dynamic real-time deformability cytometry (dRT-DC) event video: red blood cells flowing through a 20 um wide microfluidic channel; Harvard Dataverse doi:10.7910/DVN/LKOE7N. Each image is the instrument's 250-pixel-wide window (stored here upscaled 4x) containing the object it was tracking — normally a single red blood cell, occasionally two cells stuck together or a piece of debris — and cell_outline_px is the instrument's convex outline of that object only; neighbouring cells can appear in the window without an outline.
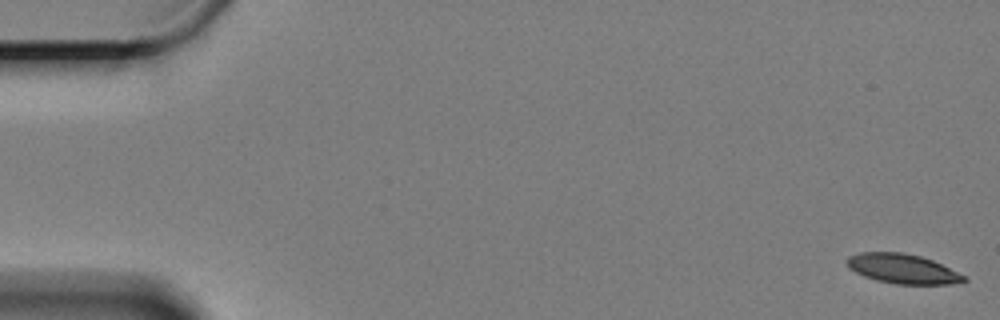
{"species": "Egyptian fruit bat (a non-hibernating species)", "species_latin": "Rousettus aegyptiacus", "temperature_condition": "cold", "stored_images_in_passage": 17, "camera_frame_rate_fps": 3000, "um_per_image_px": 0.085, "animal": {"sex": "female"}, "frame": {"image": 1, "passage_image": 1, "time_ms": 0.0, "image_size_px": [1000, 320], "cell_outline_px": [[968, 280], [948, 284], [896, 284], [876, 280], [864, 276], [848, 268], [844, 260], [848, 256], [860, 252], [904, 252], [920, 256], [932, 260], [964, 276]], "centroid_in_image_um": [76.64, 22.83], "position_along_channel_um": 8.4, "area_um2": 20.06}}
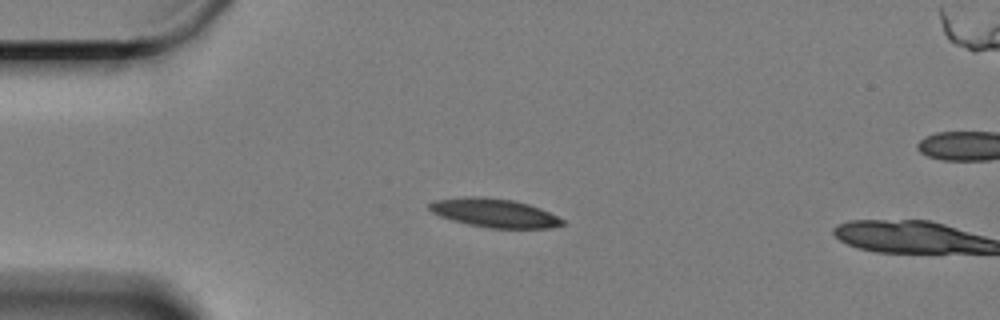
{"frame": {"image": 2, "passage_image": 15, "time_ms": 4.667, "image_size_px": [1000, 320], "cell_outline_px": [[564, 224], [552, 228], [488, 228], [468, 224], [452, 220], [440, 216], [432, 212], [428, 208], [428, 204], [436, 200], [460, 196], [484, 196], [516, 200], [540, 208], [564, 220]], "centroid_in_image_um": [42.0, 18.09], "position_along_channel_um": 43.0, "area_um2": 22.43}}